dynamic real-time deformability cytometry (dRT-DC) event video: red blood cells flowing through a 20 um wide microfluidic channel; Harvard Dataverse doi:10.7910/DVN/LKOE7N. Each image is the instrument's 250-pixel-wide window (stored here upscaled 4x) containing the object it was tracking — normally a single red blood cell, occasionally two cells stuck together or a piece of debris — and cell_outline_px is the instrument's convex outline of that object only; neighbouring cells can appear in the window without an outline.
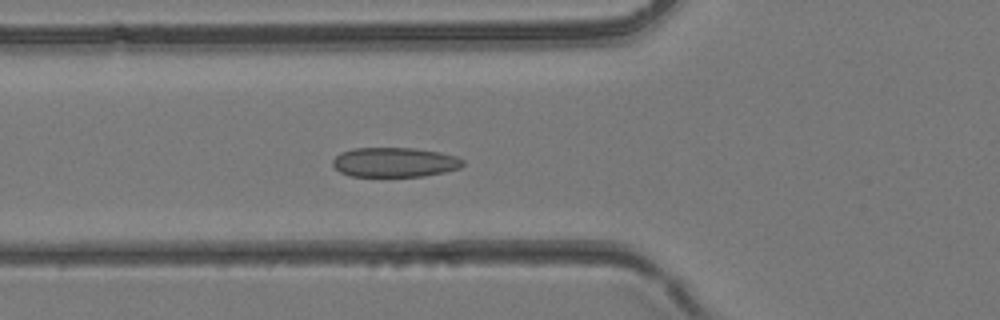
{"species": "common noctule bat (a hibernating species)", "species_latin": "Nyctalus noctula", "temperature_condition": "room temperature", "stored_images_in_passage": 43, "camera_frame_rate_fps": 3000, "um_per_image_px": 0.085, "animal": {"sex": "female", "body_mass_g": 24.6, "forearm_length_mm": 56.2}, "frame": {"image": 1, "passage_image": 16, "time_ms": 5.0, "image_size_px": [1000, 320], "cell_outline_px": [[464, 164], [460, 168], [444, 172], [424, 176], [352, 176], [340, 172], [332, 164], [332, 160], [340, 152], [352, 148], [416, 148], [440, 152], [456, 156], [464, 160]], "centroid_in_image_um": [33.55, 13.78], "position_along_channel_um": 92.3, "area_um2": 22.54}}
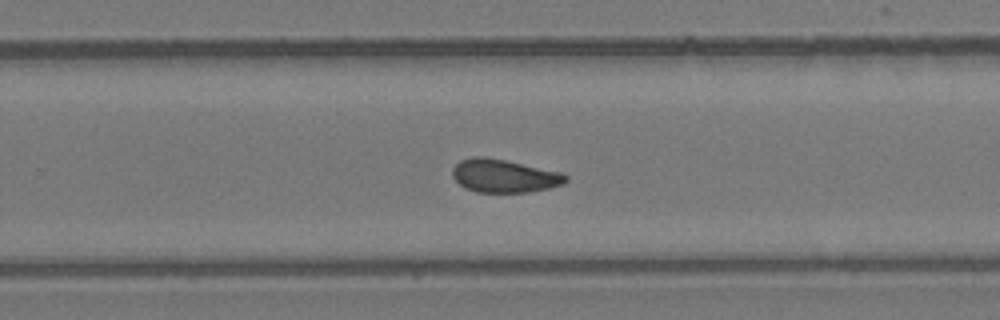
{"frame": {"image": 2, "passage_image": 28, "time_ms": 9.0, "image_size_px": [1000, 320], "cell_outline_px": [[568, 180], [564, 184], [548, 188], [528, 192], [476, 192], [464, 188], [452, 176], [452, 168], [460, 160], [472, 156], [484, 156], [504, 160], [560, 172], [568, 176]], "centroid_in_image_um": [42.82, 14.95], "position_along_channel_um": 287.0, "area_um2": 21.85}}
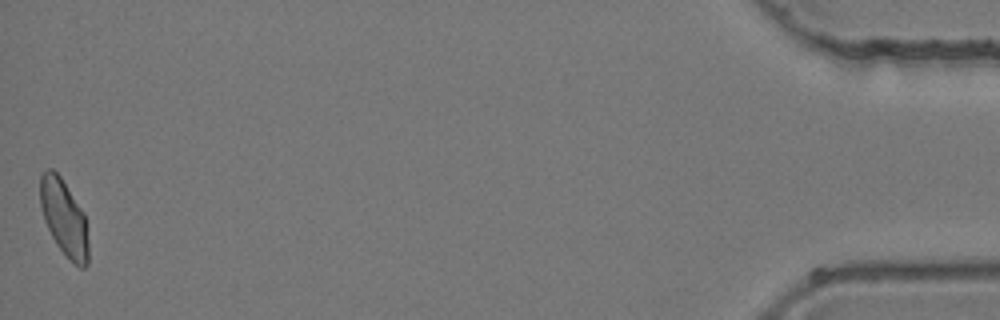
{"frame": {"image": 3, "passage_image": 43, "time_ms": 14.0, "image_size_px": [1000, 320], "cell_outline_px": [[88, 264], [84, 268], [80, 268], [56, 244], [44, 220], [40, 204], [40, 176], [48, 168], [52, 168], [60, 176], [80, 208], [84, 216], [88, 240]], "centroid_in_image_um": [5.43, 18.5], "position_along_channel_um": 429.8, "area_um2": 20.87}}